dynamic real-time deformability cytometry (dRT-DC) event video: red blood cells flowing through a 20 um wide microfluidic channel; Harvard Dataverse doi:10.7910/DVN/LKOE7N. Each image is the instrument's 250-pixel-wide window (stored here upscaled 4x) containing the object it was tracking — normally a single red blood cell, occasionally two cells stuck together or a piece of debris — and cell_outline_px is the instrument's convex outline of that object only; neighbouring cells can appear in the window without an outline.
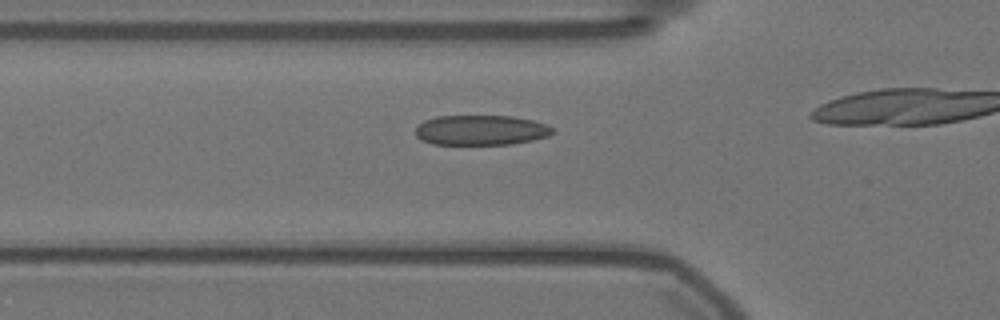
{"species": "Egyptian fruit bat (a non-hibernating species)", "species_latin": "Rousettus aegyptiacus", "temperature_condition": "warm", "stored_images_in_passage": 17, "camera_frame_rate_fps": 3000, "um_per_image_px": 0.085, "animal": {"sex": "female"}, "frame": {"image": 1, "passage_image": 8, "time_ms": 2.333, "image_size_px": [1000, 320], "cell_outline_px": [[556, 132], [548, 136], [532, 140], [512, 144], [432, 144], [416, 136], [416, 128], [424, 120], [436, 116], [512, 116], [532, 120], [544, 124], [552, 128]], "centroid_in_image_um": [40.89, 11.06], "position_along_channel_um": 84.9, "area_um2": 23.87}}
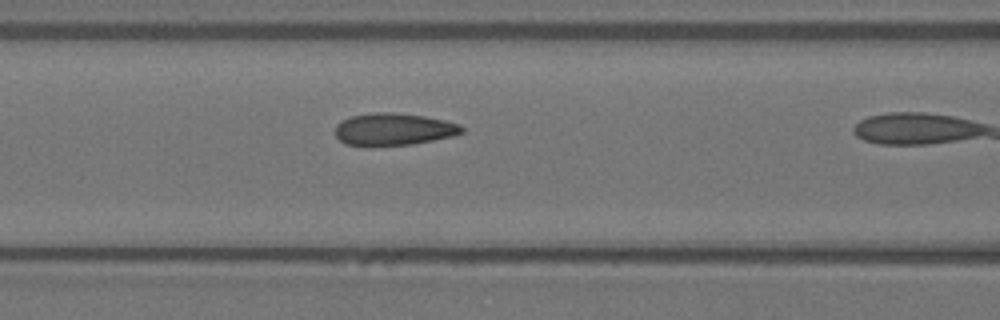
{"frame": {"image": 2, "passage_image": 12, "time_ms": 3.667, "image_size_px": [1000, 320], "cell_outline_px": [[464, 132], [452, 136], [412, 144], [344, 144], [336, 136], [336, 124], [352, 116], [376, 112], [392, 112], [424, 116], [444, 120], [460, 124], [464, 128]], "centroid_in_image_um": [33.5, 10.96], "position_along_channel_um": 133.1, "area_um2": 23.18}}
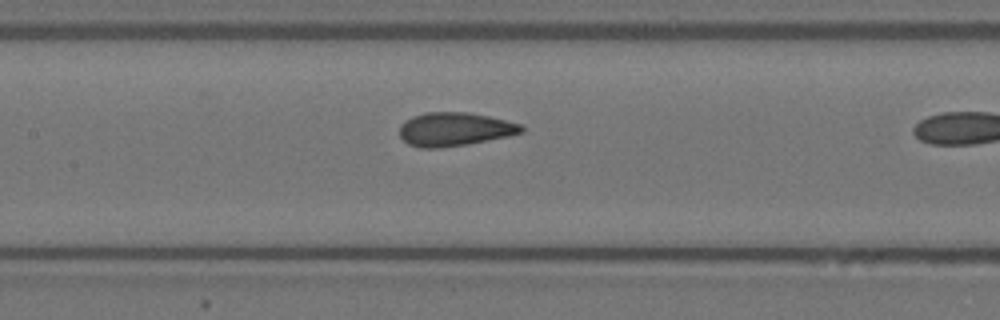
{"frame": {"image": 3, "passage_image": 15, "time_ms": 4.667, "image_size_px": [1000, 320], "cell_outline_px": [[524, 132], [508, 136], [468, 144], [440, 148], [420, 148], [408, 144], [400, 136], [400, 124], [412, 116], [424, 112], [468, 112], [488, 116], [520, 124], [524, 128]], "centroid_in_image_um": [38.62, 10.98], "position_along_channel_um": 168.8, "area_um2": 23.87}}